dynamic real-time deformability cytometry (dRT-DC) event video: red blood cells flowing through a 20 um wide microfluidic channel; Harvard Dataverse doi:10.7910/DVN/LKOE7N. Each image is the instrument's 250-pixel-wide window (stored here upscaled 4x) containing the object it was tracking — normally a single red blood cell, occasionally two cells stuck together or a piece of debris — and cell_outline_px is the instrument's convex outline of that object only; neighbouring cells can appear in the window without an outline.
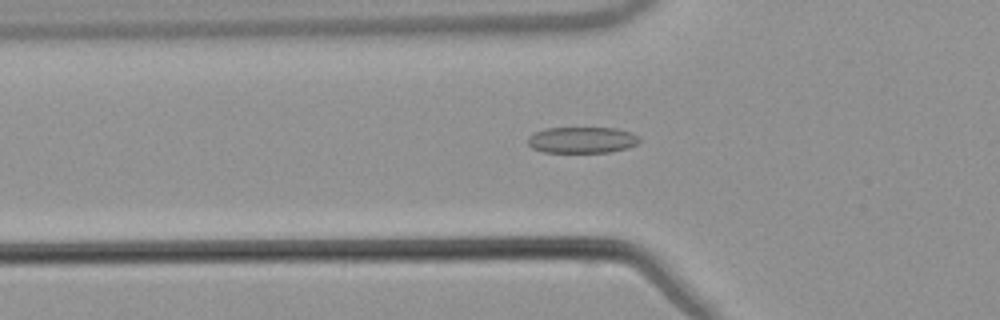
{"species": "common noctule bat (a hibernating species)", "species_latin": "Nyctalus noctula", "temperature_condition": "warm", "stored_images_in_passage": 54, "camera_frame_rate_fps": 3000, "um_per_image_px": 0.085, "animal": {"sex": "male", "body_mass_g": 21.5, "forearm_length_mm": 52.0}, "frame": {"image": 1, "passage_image": 19, "time_ms": 6.0, "image_size_px": [1000, 320], "cell_outline_px": [[640, 140], [636, 144], [628, 148], [608, 152], [544, 152], [532, 148], [528, 144], [528, 136], [544, 128], [616, 128], [632, 132], [640, 136]], "centroid_in_image_um": [49.49, 11.89], "position_along_channel_um": 76.3, "area_um2": 17.11}}
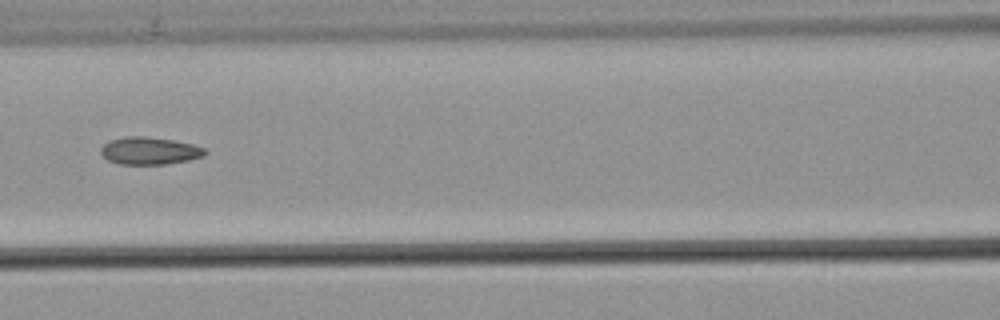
{"frame": {"image": 2, "passage_image": 25, "time_ms": 8.0, "image_size_px": [1000, 320], "cell_outline_px": [[208, 152], [204, 156], [188, 160], [168, 164], [120, 164], [108, 160], [100, 152], [100, 148], [108, 140], [124, 136], [144, 136], [172, 140], [192, 144], [204, 148]], "centroid_in_image_um": [12.7, 12.81], "position_along_channel_um": 153.9, "area_um2": 16.7}}
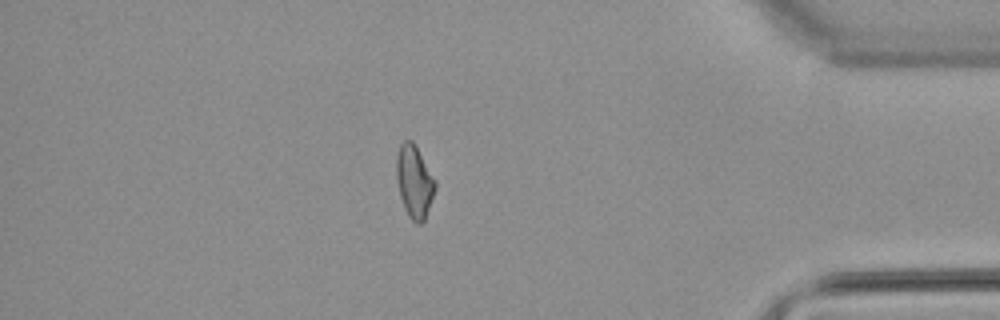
{"frame": {"image": 3, "passage_image": 47, "time_ms": 15.333, "image_size_px": [1000, 320], "cell_outline_px": [[436, 188], [424, 220], [420, 224], [416, 224], [408, 216], [404, 208], [400, 196], [396, 180], [396, 156], [400, 144], [404, 140], [412, 140], [436, 180]], "centroid_in_image_um": [35.2, 15.43], "position_along_channel_um": 400.0, "area_um2": 16.42}, "authors_computed_cell_mechanics": {"area_um2": 16.6753, "velocity_mm_per_s": 3.8425, "shape_relaxation_time_tau1_ms": 10.6185, "shape_relaxation_time_tau2_ms": 2.4105, "deformation_change_tau1": 0.1783, "deformation_change_tau2": 0.0926}}